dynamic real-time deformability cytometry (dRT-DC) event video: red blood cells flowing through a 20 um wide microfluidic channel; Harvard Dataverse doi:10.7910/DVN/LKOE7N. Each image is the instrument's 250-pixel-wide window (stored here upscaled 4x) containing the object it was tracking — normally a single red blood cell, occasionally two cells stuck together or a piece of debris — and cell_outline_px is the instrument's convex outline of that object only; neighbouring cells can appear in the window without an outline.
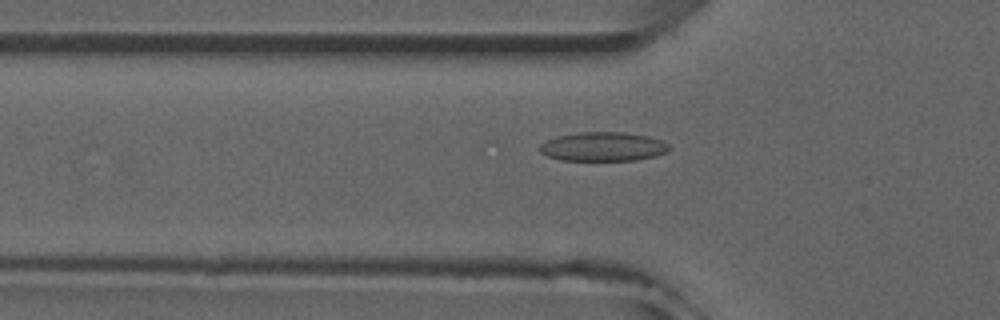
{"species": "common noctule bat (a hibernating species)", "species_latin": "Nyctalus noctula", "temperature_condition": "room temperature", "stored_images_in_passage": 41, "camera_frame_rate_fps": 3000, "um_per_image_px": 0.085, "animal": {"sex": "male", "forearm_length_mm": 52.5}, "frame": {"image": 1, "passage_image": 12, "time_ms": 3.667, "image_size_px": [1000, 320], "cell_outline_px": [[672, 148], [668, 152], [656, 156], [636, 160], [560, 160], [548, 156], [540, 152], [540, 144], [556, 136], [580, 132], [620, 132], [648, 136], [660, 140], [668, 144]], "centroid_in_image_um": [51.28, 12.47], "position_along_channel_um": 74.5, "area_um2": 21.91}}
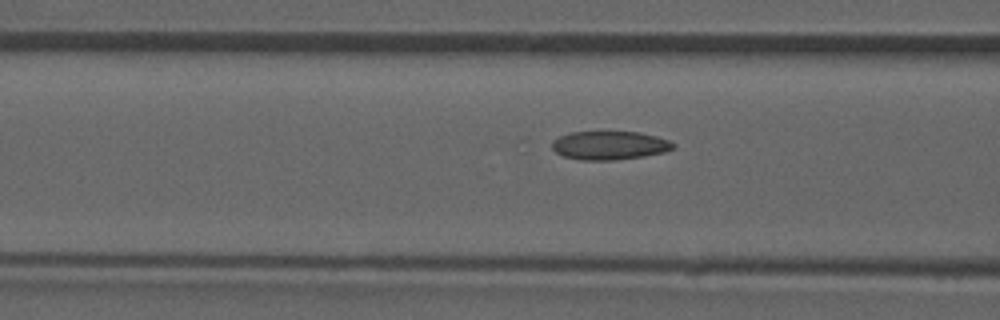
{"frame": {"image": 2, "passage_image": 15, "time_ms": 4.667, "image_size_px": [1000, 320], "cell_outline_px": [[676, 148], [664, 152], [644, 156], [612, 160], [580, 160], [564, 156], [556, 152], [552, 148], [552, 140], [568, 132], [640, 132], [656, 136], [668, 140], [676, 144]], "centroid_in_image_um": [51.82, 12.35], "position_along_channel_um": 114.8, "area_um2": 20.23}}
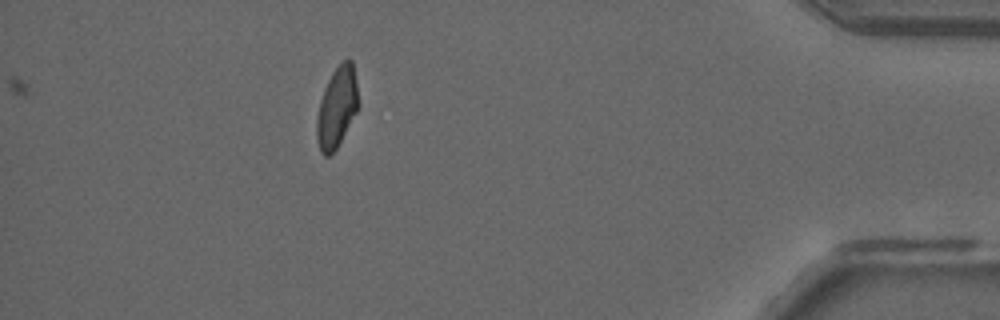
{"frame": {"image": 3, "passage_image": 41, "time_ms": 13.333, "image_size_px": [1000, 320], "cell_outline_px": [[360, 104], [356, 112], [336, 148], [328, 156], [324, 156], [320, 152], [316, 136], [316, 116], [320, 100], [324, 88], [332, 72], [348, 56], [352, 60], [356, 80]], "centroid_in_image_um": [28.63, 9.09], "position_along_channel_um": 406.6, "area_um2": 19.59}, "authors_computed_cell_mechanics": {"area_um2": 20.4034, "velocity_mm_per_s": 3.9769, "shape_relaxation_time_tau1_ms": null, "shape_relaxation_time_tau2_ms": 3.0474, "deformation_change_tau1": null, "deformation_change_tau2": 0.0757}}